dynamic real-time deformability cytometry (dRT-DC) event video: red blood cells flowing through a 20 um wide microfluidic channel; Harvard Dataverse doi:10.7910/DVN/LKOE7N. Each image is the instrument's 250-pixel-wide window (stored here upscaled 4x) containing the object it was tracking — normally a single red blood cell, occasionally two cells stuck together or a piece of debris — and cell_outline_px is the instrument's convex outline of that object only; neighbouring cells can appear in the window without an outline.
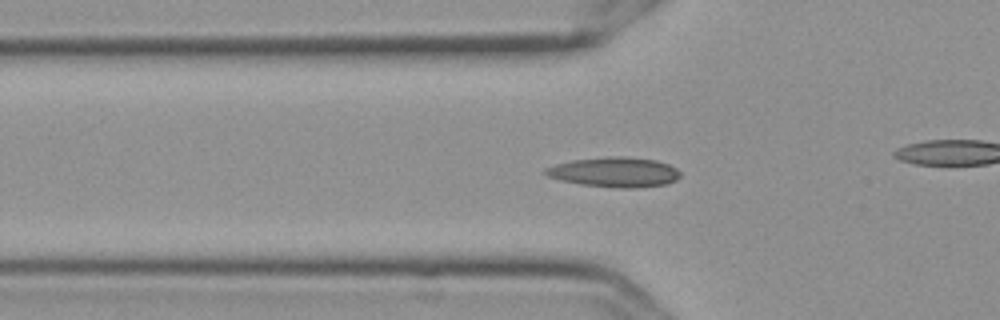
{"species": "Egyptian fruit bat (a non-hibernating species)", "species_latin": "Rousettus aegyptiacus", "temperature_condition": "cold", "stored_images_in_passage": 57, "camera_frame_rate_fps": 3000, "um_per_image_px": 0.085, "frame": {"image": 1, "passage_image": 19, "time_ms": 6.0, "image_size_px": [1000, 320], "cell_outline_px": [[680, 176], [676, 180], [668, 184], [636, 188], [612, 188], [580, 184], [560, 180], [548, 176], [540, 172], [544, 168], [556, 164], [572, 160], [620, 156], [624, 156], [656, 160], [668, 164], [676, 168], [680, 172]], "centroid_in_image_um": [52.22, 14.64], "position_along_channel_um": 73.6, "area_um2": 23.64}}
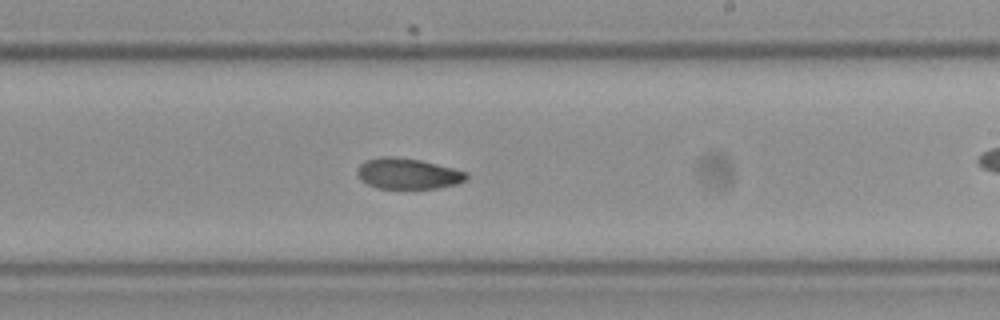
{"frame": {"image": 2, "passage_image": 34, "time_ms": 11.0, "image_size_px": [1000, 320], "cell_outline_px": [[468, 176], [464, 180], [456, 184], [436, 188], [376, 188], [360, 180], [356, 172], [360, 164], [368, 160], [380, 156], [396, 156], [420, 160], [468, 172]], "centroid_in_image_um": [34.64, 14.75], "position_along_channel_um": 254.4, "area_um2": 19.48}}
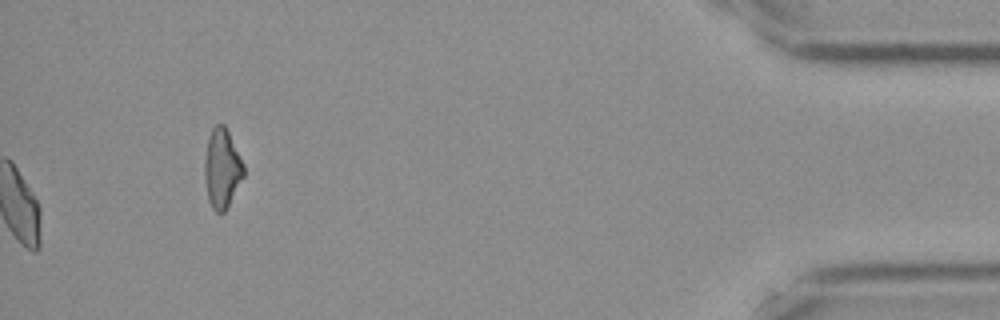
{"frame": {"image": 3, "passage_image": 57, "time_ms": 18.667, "image_size_px": [1000, 320], "cell_outline_px": [[244, 176], [228, 208], [224, 212], [216, 212], [212, 208], [208, 200], [204, 176], [204, 160], [208, 136], [212, 128], [216, 124], [224, 124], [244, 164]], "centroid_in_image_um": [18.86, 14.34], "position_along_channel_um": 416.3, "area_um2": 18.21}, "authors_computed_cell_mechanics": {"area_um2": 20.1722, "velocity_mm_per_s": 3.5972, "shape_relaxation_time_tau1_ms": 5.5218, "shape_relaxation_time_tau2_ms": null, "deformation_change_tau1": 0.1434, "deformation_change_tau2": null}}